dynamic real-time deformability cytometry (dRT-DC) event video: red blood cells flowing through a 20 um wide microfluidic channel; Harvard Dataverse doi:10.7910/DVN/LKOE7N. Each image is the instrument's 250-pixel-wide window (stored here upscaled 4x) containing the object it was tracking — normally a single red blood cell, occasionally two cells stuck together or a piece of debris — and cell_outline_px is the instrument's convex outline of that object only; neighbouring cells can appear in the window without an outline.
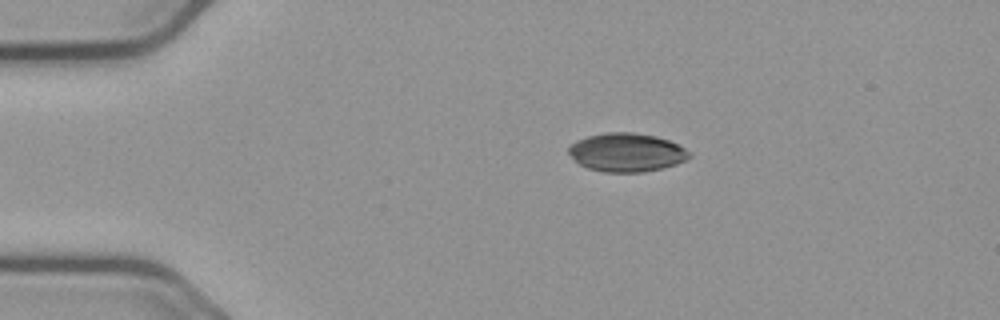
{"species": "common noctule bat (a hibernating species)", "species_latin": "Nyctalus noctula", "temperature_condition": "cold", "stored_images_in_passage": 46, "camera_frame_rate_fps": 3000, "um_per_image_px": 0.085, "animal": {"sex": "male", "body_mass_g": 23.1, "forearm_length_mm": 52.7}, "frame": {"image": 1, "passage_image": 1, "time_ms": 0.0, "image_size_px": [1000, 320], "cell_outline_px": [[692, 156], [676, 164], [644, 172], [604, 172], [588, 168], [580, 164], [568, 152], [568, 148], [576, 140], [588, 136], [604, 132], [632, 132], [656, 136], [668, 140], [684, 148]], "centroid_in_image_um": [53.24, 12.94], "position_along_channel_um": 31.8, "area_um2": 26.88}}
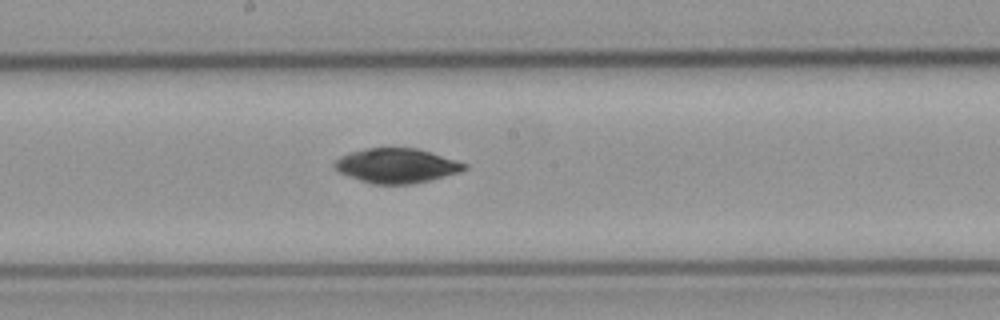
{"frame": {"image": 2, "passage_image": 20, "time_ms": 6.333, "image_size_px": [1000, 320], "cell_outline_px": [[468, 168], [460, 172], [428, 180], [408, 184], [372, 184], [348, 176], [332, 168], [332, 164], [340, 156], [348, 152], [368, 148], [416, 148], [432, 152], [468, 164]], "centroid_in_image_um": [33.68, 14.07], "position_along_channel_um": 214.5, "area_um2": 26.18}}
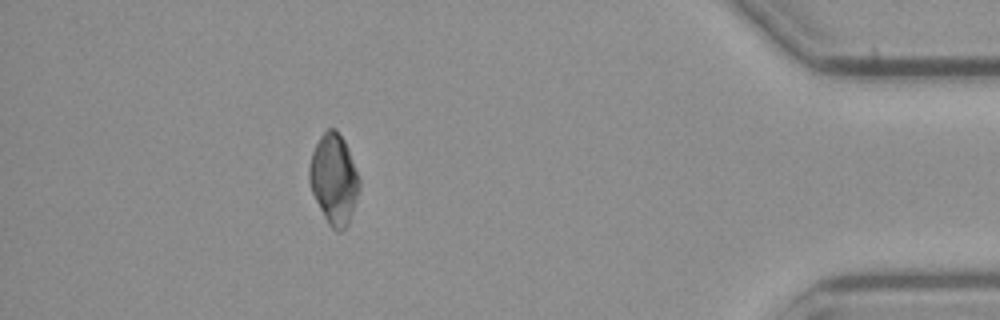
{"frame": {"image": 3, "passage_image": 40, "time_ms": 13.0, "image_size_px": [1000, 320], "cell_outline_px": [[360, 188], [348, 224], [340, 232], [332, 228], [328, 224], [312, 192], [308, 180], [308, 168], [312, 152], [320, 136], [328, 128], [336, 128], [344, 140], [348, 148], [360, 180]], "centroid_in_image_um": [28.37, 15.2], "position_along_channel_um": 406.8, "area_um2": 26.18}}